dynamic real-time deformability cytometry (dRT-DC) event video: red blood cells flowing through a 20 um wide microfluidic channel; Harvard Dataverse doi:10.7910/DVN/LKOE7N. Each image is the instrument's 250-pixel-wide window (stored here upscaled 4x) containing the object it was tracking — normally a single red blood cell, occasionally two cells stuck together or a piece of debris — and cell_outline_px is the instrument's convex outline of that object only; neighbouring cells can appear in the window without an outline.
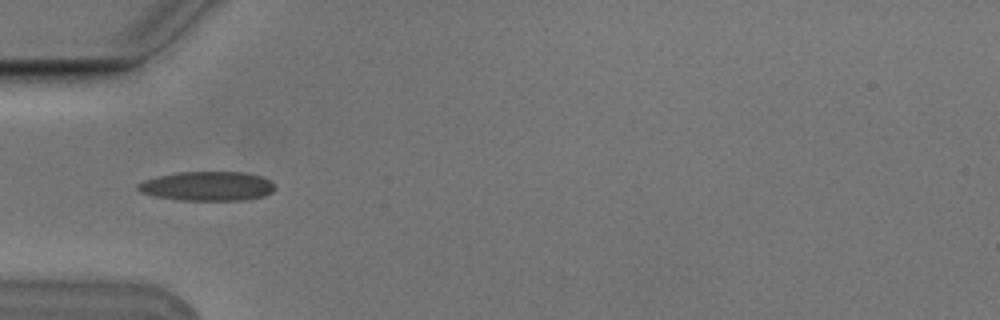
{"species": "Egyptian fruit bat (a non-hibernating species)", "species_latin": "Rousettus aegyptiacus", "temperature_condition": "cold", "stored_images_in_passage": 9, "camera_frame_rate_fps": 3000, "um_per_image_px": 0.085, "animal": {"sex": "male"}, "frame": {"image": 1, "passage_image": 4, "time_ms": 1.0, "image_size_px": [1000, 320], "cell_outline_px": [[276, 188], [272, 192], [264, 196], [244, 200], [180, 200], [156, 196], [140, 192], [136, 188], [136, 184], [144, 180], [156, 176], [180, 172], [244, 172], [260, 176], [268, 180]], "centroid_in_image_um": [17.6, 15.82], "position_along_channel_um": 67.4, "area_um2": 23.35}}
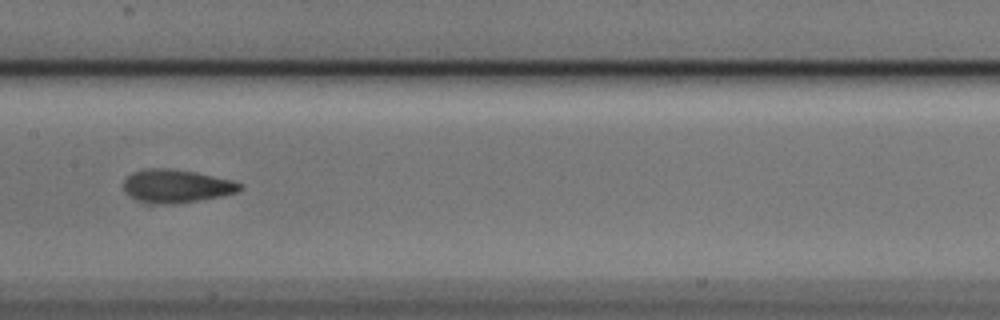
{"frame": {"image": 2, "passage_image": 7, "time_ms": 2.0, "image_size_px": [1000, 320], "cell_outline_px": [[244, 188], [236, 192], [220, 196], [172, 204], [156, 204], [136, 200], [124, 188], [124, 180], [132, 172], [144, 168], [164, 168], [192, 172], [232, 180], [240, 184]], "centroid_in_image_um": [14.97, 15.81], "position_along_channel_um": 192.4, "area_um2": 22.02}}
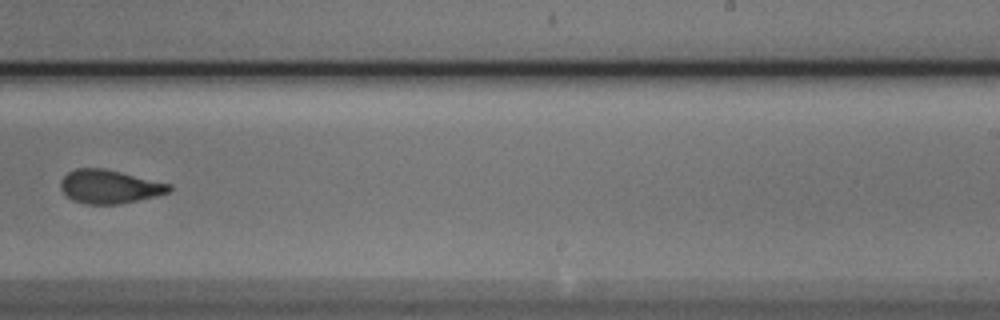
{"frame": {"image": 3, "passage_image": 9, "time_ms": 2.667, "image_size_px": [1000, 320], "cell_outline_px": [[172, 188], [168, 192], [120, 204], [84, 204], [72, 200], [60, 188], [60, 180], [68, 172], [76, 168], [104, 168], [172, 184]], "centroid_in_image_um": [9.27, 15.85], "position_along_channel_um": 279.7, "area_um2": 21.1}}